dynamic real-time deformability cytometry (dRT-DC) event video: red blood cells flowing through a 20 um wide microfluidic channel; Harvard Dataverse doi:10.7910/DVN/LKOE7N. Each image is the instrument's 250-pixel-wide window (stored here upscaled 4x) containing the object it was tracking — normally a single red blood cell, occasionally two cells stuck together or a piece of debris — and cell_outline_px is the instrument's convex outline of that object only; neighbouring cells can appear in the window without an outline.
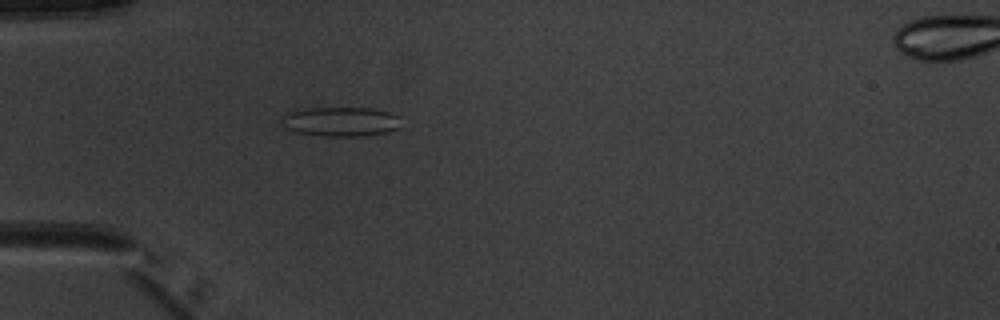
{"species": "common noctule bat (a hibernating species)", "species_latin": "Nyctalus noctula", "temperature_condition": "warm", "stored_images_in_passage": 6, "camera_frame_rate_fps": 3000, "um_per_image_px": 0.085, "animal": {"sex": "male", "body_mass_g": 20.1, "forearm_length_mm": 53.5}, "frame": {"image": 1, "passage_image": 5, "time_ms": 4.667, "image_size_px": [1000, 320], "cell_outline_px": [[396, 128], [388, 132], [364, 136], [324, 136], [296, 132], [288, 128], [280, 120], [280, 116], [284, 112], [308, 108], [368, 108], [388, 112], [396, 116]], "centroid_in_image_um": [28.85, 10.33], "position_along_channel_um": 56.2, "area_um2": 20.17}}